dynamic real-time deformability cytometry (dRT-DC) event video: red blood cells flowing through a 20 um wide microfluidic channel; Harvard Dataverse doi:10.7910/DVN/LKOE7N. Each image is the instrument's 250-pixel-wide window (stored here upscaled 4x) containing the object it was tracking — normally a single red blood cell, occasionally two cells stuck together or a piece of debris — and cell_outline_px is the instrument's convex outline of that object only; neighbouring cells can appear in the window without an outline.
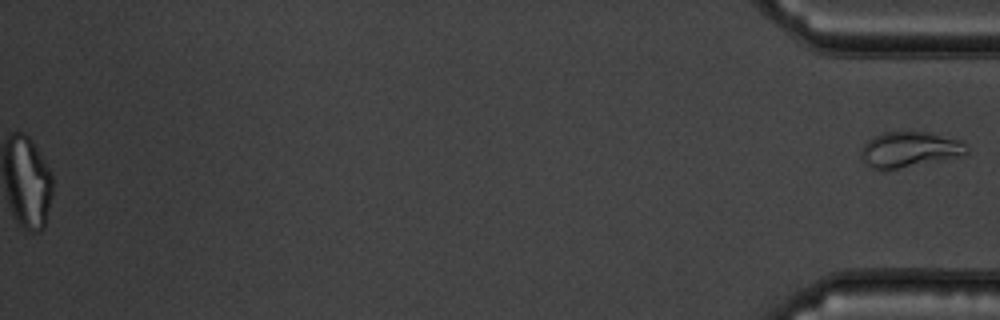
{"species": "common noctule bat (a hibernating species)", "species_latin": "Nyctalus noctula", "temperature_condition": "warm", "stored_images_in_passage": 54, "segment_of_instrument_passage": [2, 2], "camera_frame_rate_fps": 3000, "um_per_image_px": 0.085, "animal": {"sex": "male", "body_mass_g": 19.5, "forearm_length_mm": 54.6}, "frame": {"image": 1, "passage_image": 54, "time_ms": 17.667, "image_size_px": [1000, 320], "cell_outline_px": [[968, 152], [964, 156], [896, 168], [872, 168], [860, 156], [860, 148], [872, 136], [884, 132], [932, 132], [960, 140], [968, 148]], "centroid_in_image_um": [77.33, 12.68], "position_along_channel_um": 357.9, "area_um2": 21.68}}